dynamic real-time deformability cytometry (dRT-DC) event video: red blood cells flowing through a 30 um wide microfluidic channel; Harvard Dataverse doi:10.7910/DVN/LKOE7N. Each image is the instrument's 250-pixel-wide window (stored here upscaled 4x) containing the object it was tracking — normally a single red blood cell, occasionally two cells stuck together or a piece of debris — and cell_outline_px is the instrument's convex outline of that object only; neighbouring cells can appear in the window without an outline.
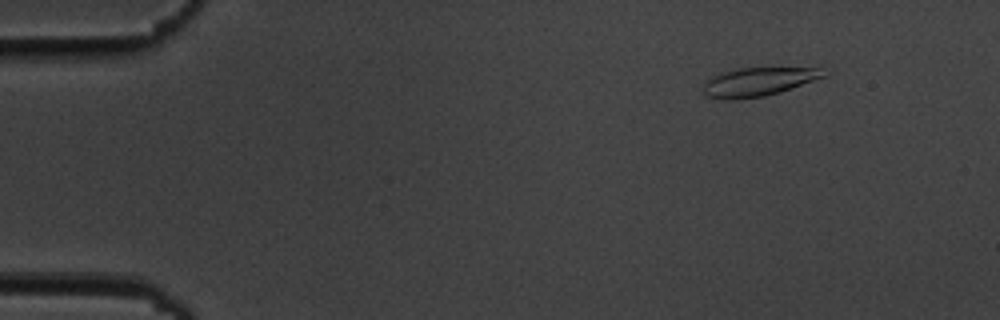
{"species": "common noctule bat (a hibernating species)", "species_latin": "Nyctalus noctula", "temperature_condition": "cold", "stored_images_in_passage": 56, "camera_frame_rate_fps": 3000, "um_per_image_px": 0.085, "animal": {"sex": "male", "body_mass_g": 19.5, "forearm_length_mm": 54.6}, "frame": {"image": 1, "passage_image": 7, "time_ms": 2.0, "image_size_px": [1000, 320], "cell_outline_px": [[828, 76], [780, 92], [764, 96], [728, 100], [724, 100], [708, 96], [704, 92], [704, 84], [712, 76], [720, 72], [740, 68], [820, 68]], "centroid_in_image_um": [64.46, 6.95], "position_along_channel_um": 20.5, "area_um2": 19.94}}
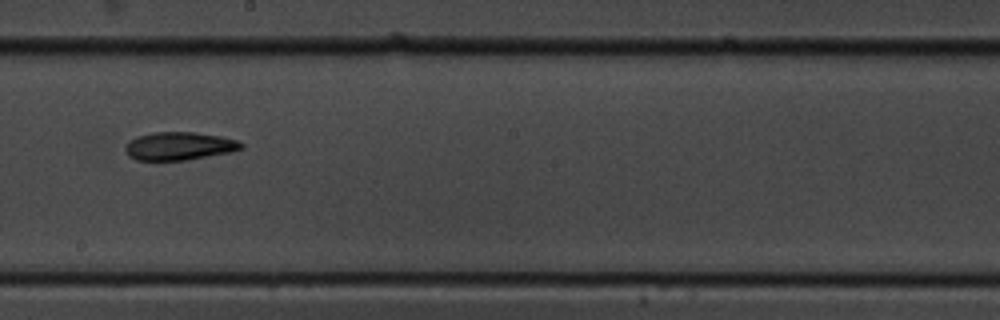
{"frame": {"image": 2, "passage_image": 32, "time_ms": 10.333, "image_size_px": [1000, 320], "cell_outline_px": [[244, 148], [232, 152], [188, 160], [136, 160], [128, 156], [124, 148], [128, 140], [136, 136], [152, 132], [192, 132], [220, 136], [236, 140], [244, 144]], "centroid_in_image_um": [15.21, 12.42], "position_along_channel_um": 233.0, "area_um2": 19.19}}
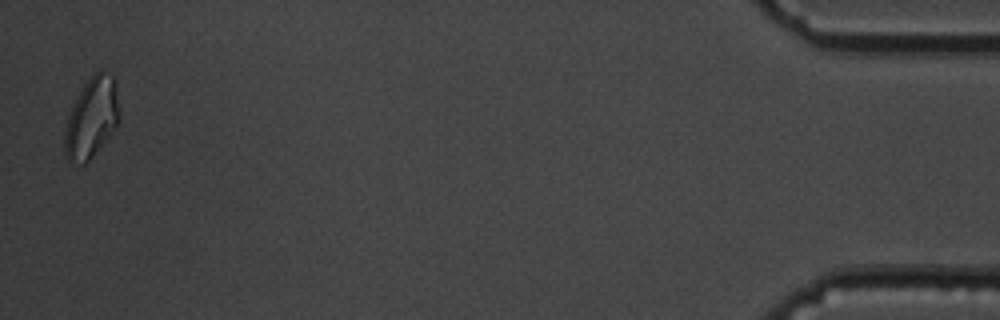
{"frame": {"image": 3, "passage_image": 55, "time_ms": 18.0, "image_size_px": [1000, 320], "cell_outline_px": [[120, 120], [116, 128], [92, 156], [84, 164], [80, 164], [68, 160], [64, 152], [64, 132], [68, 116], [84, 84], [100, 68], [112, 76], [116, 80], [120, 112]], "centroid_in_image_um": [7.82, 10.0], "position_along_channel_um": 427.4, "area_um2": 25.55}, "authors_computed_cell_mechanics": {"area_um2": 19.7387, "velocity_mm_per_s": 3.6484, "shape_relaxation_time_tau1_ms": 5.9518, "shape_relaxation_time_tau2_ms": null, "deformation_change_tau1": 0.151, "deformation_change_tau2": null}}